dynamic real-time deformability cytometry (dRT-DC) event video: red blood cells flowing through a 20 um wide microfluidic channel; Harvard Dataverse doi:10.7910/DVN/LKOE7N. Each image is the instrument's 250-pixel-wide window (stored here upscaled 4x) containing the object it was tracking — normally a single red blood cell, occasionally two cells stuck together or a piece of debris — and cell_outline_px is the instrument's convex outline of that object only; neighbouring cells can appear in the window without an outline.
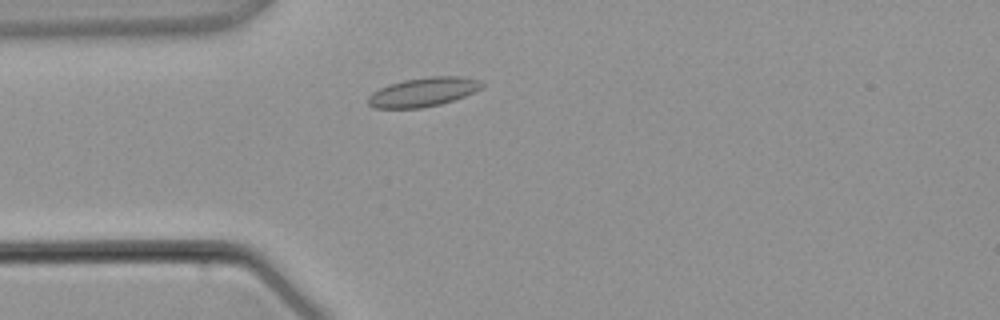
{"species": "common noctule bat (a hibernating species)", "species_latin": "Nyctalus noctula", "temperature_condition": "warm", "stored_images_in_passage": 2, "camera_frame_rate_fps": 3000, "um_per_image_px": 0.085, "animal": {"sex": "male", "body_mass_g": 21.5, "forearm_length_mm": 52.0}, "frame": {"image": 1, "passage_image": 2, "time_ms": 1.0, "image_size_px": [1000, 320], "cell_outline_px": [[484, 84], [480, 88], [464, 96], [440, 104], [420, 108], [376, 108], [368, 104], [368, 96], [372, 92], [388, 84], [404, 80], [428, 76], [464, 76], [480, 80]], "centroid_in_image_um": [35.96, 7.81], "position_along_channel_um": 49.0, "area_um2": 19.19}}